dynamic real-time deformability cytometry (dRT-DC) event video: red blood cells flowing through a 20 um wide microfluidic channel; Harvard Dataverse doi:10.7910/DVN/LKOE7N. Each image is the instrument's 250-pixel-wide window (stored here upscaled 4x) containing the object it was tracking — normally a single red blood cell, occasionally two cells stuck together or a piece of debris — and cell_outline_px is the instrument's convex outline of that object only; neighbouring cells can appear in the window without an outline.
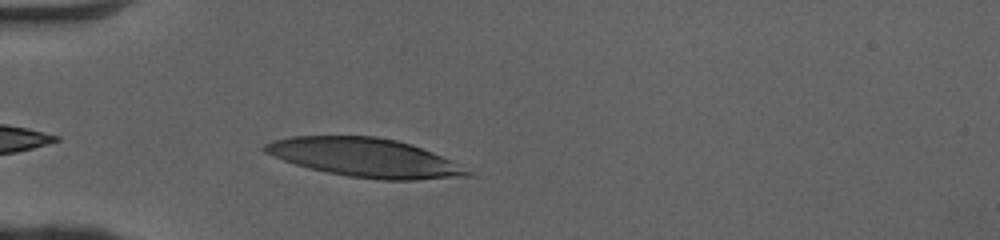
{"species": "human", "species_latin": "Homo sapiens", "temperature_condition": "cold", "stored_images_in_passage": 29, "camera_frame_rate_fps": 3000, "um_per_image_px": 0.085, "donor": {"sex": "female"}, "frame": {"image": 1, "passage_image": 2, "time_ms": 0.333, "image_size_px": [1000, 240], "cell_outline_px": [[476, 176], [416, 180], [384, 180], [348, 176], [308, 168], [284, 160], [264, 152], [260, 148], [264, 144], [272, 140], [292, 136], [376, 136], [396, 140], [412, 144], [452, 160], [472, 172]], "centroid_in_image_um": [31.04, 13.4], "position_along_channel_um": 54.0, "area_um2": 45.89}}
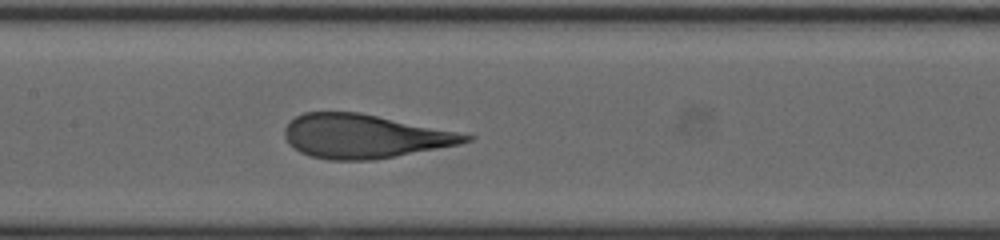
{"frame": {"image": 2, "passage_image": 12, "time_ms": 3.667, "image_size_px": [1000, 240], "cell_outline_px": [[476, 136], [472, 140], [460, 144], [396, 156], [372, 160], [328, 160], [312, 156], [300, 152], [288, 144], [284, 136], [284, 128], [296, 116], [304, 112], [360, 112]], "centroid_in_image_um": [30.93, 11.58], "position_along_channel_um": 176.5, "area_um2": 46.01}}
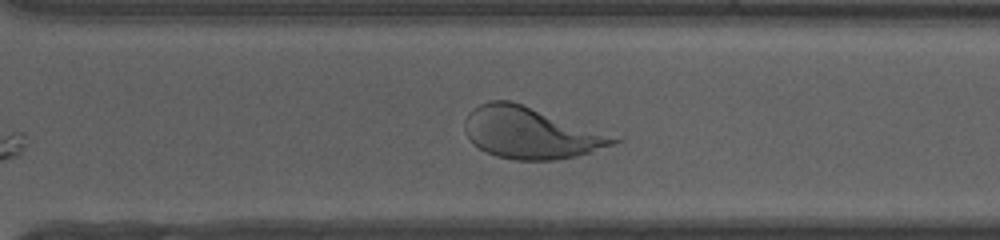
{"frame": {"image": 3, "passage_image": 23, "time_ms": 7.333, "image_size_px": [1000, 240], "cell_outline_px": [[624, 140], [592, 152], [576, 156], [556, 160], [516, 160], [496, 156], [472, 144], [464, 132], [464, 124], [468, 112], [472, 108], [488, 100], [508, 100], [624, 136]], "centroid_in_image_um": [45.19, 11.29], "position_along_channel_um": 325.4, "area_um2": 45.49}, "authors_computed_cell_mechanics": {"area_um2": 46.2978, "velocity_mm_per_s": 4.0841, "shape_relaxation_time_tau1_ms": 3.7858, "shape_relaxation_time_tau2_ms": null, "deformation_change_tau1": 0.2381, "deformation_change_tau2": null}}